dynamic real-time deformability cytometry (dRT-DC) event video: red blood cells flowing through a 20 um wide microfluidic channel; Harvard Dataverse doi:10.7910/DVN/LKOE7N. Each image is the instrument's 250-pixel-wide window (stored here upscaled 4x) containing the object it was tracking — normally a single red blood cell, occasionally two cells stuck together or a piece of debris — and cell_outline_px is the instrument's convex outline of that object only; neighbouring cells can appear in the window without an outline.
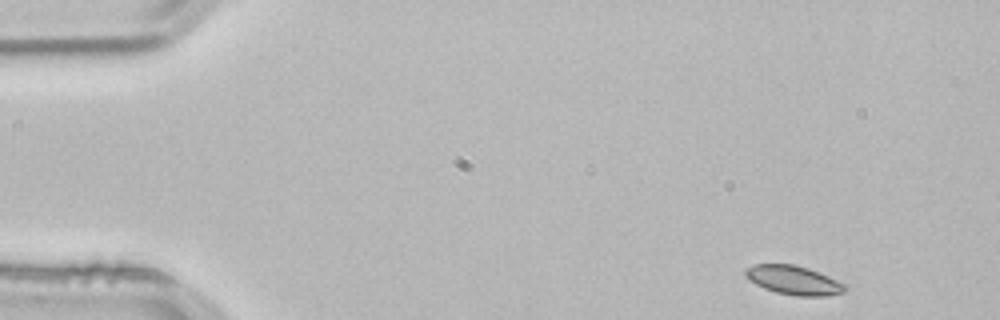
{"species": "common noctule bat (a hibernating species)", "species_latin": "Nyctalus noctula", "temperature_condition": "room temperature", "stored_images_in_passage": 49, "camera_frame_rate_fps": 3000, "um_per_image_px": 0.085, "animal": {"sex": "male", "body_mass_g": 21.5, "forearm_length_mm": 52.0}, "frame": {"image": 1, "passage_image": 1, "time_ms": 0.0, "image_size_px": [1000, 320], "cell_outline_px": [[848, 288], [844, 292], [828, 296], [796, 296], [776, 292], [764, 288], [748, 280], [744, 276], [744, 272], [752, 264], [796, 264], [808, 268], [848, 284]], "centroid_in_image_um": [67.49, 23.82], "position_along_channel_um": 17.5, "area_um2": 17.05}}
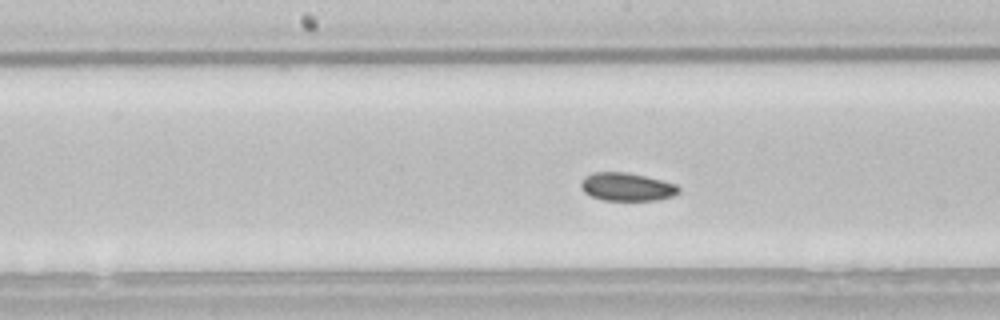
{"frame": {"image": 2, "passage_image": 23, "time_ms": 7.333, "image_size_px": [1000, 320], "cell_outline_px": [[680, 192], [672, 196], [656, 200], [604, 200], [592, 196], [584, 192], [580, 188], [580, 180], [584, 176], [592, 172], [628, 172], [676, 184], [680, 188]], "centroid_in_image_um": [53.24, 15.87], "position_along_channel_um": 195.0, "area_um2": 16.07}}
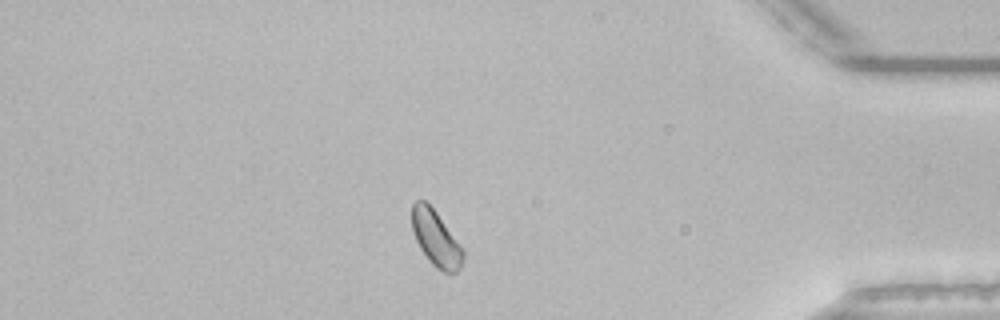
{"frame": {"image": 3, "passage_image": 42, "time_ms": 13.667, "image_size_px": [1000, 320], "cell_outline_px": [[464, 256], [460, 268], [456, 272], [444, 272], [436, 268], [428, 260], [420, 248], [416, 240], [412, 228], [412, 204], [416, 200], [424, 200], [436, 212], [464, 252]], "centroid_in_image_um": [37.02, 20.28], "position_along_channel_um": 398.2, "area_um2": 16.13}}